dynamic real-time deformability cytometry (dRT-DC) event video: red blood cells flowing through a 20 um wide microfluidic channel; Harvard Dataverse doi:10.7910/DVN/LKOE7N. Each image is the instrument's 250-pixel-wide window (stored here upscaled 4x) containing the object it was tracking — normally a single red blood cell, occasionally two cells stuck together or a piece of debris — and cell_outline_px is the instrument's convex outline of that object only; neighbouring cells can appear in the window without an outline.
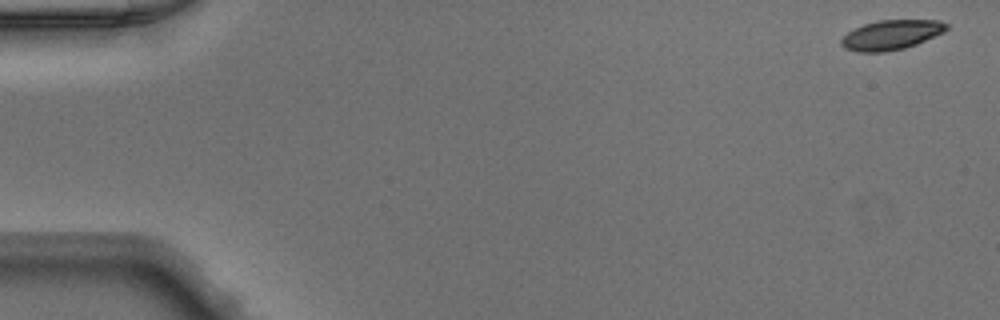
{"species": "Egyptian fruit bat (a non-hibernating species)", "species_latin": "Rousettus aegyptiacus", "temperature_condition": "warm", "stored_images_in_passage": 49, "camera_frame_rate_fps": 3000, "um_per_image_px": 0.085, "animal": {"sex": "male"}, "frame": {"image": 1, "passage_image": 1, "time_ms": 0.0, "image_size_px": [1000, 320], "cell_outline_px": [[948, 28], [944, 32], [916, 44], [904, 48], [884, 52], [856, 52], [844, 48], [840, 44], [840, 40], [848, 32], [864, 24], [880, 20], [940, 20], [948, 24]], "centroid_in_image_um": [75.75, 2.97], "position_along_channel_um": 9.2, "area_um2": 18.15}}
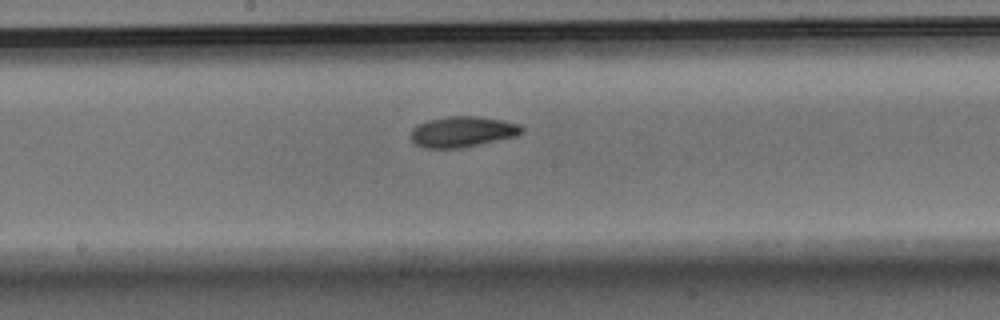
{"frame": {"image": 2, "passage_image": 26, "time_ms": 8.333, "image_size_px": [1000, 320], "cell_outline_px": [[524, 132], [516, 136], [460, 148], [424, 148], [416, 144], [408, 136], [412, 128], [428, 120], [448, 116], [480, 116], [520, 124], [524, 128]], "centroid_in_image_um": [39.3, 11.19], "position_along_channel_um": 208.9, "area_um2": 19.88}}
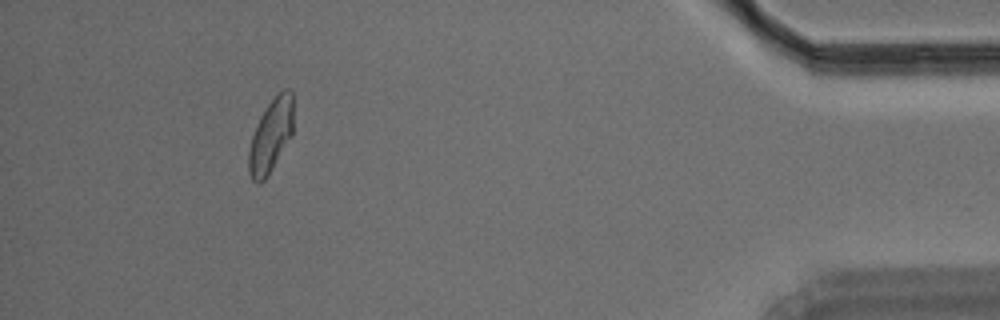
{"frame": {"image": 3, "passage_image": 45, "time_ms": 14.667, "image_size_px": [1000, 320], "cell_outline_px": [[292, 136], [268, 176], [260, 184], [256, 184], [252, 180], [248, 172], [248, 152], [252, 136], [260, 116], [268, 104], [284, 88], [288, 88], [292, 92]], "centroid_in_image_um": [23.0, 11.59], "position_along_channel_um": 412.2, "area_um2": 19.07}}